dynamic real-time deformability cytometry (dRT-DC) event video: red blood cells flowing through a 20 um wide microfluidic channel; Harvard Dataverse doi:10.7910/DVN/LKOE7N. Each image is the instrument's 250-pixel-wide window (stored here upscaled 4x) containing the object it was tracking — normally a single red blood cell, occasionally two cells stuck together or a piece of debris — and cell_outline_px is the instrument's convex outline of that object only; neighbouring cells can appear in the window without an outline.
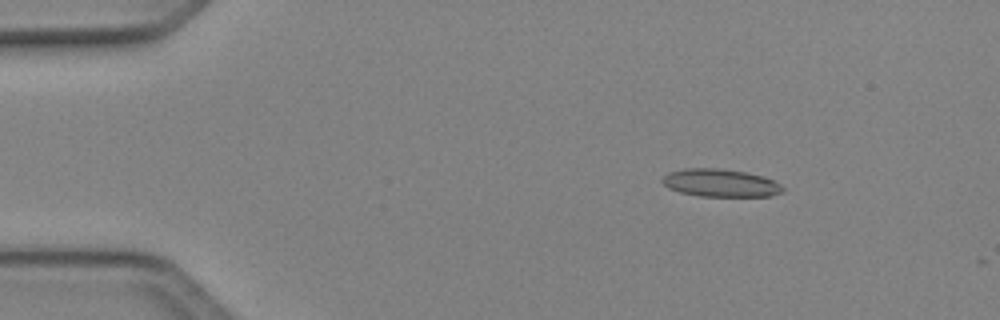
{"species": "Egyptian fruit bat (a non-hibernating species)", "species_latin": "Rousettus aegyptiacus", "temperature_condition": "cold", "stored_images_in_passage": 7, "camera_frame_rate_fps": 3000, "um_per_image_px": 0.085, "animal": {"sex": "female"}, "frame": {"image": 1, "passage_image": 1, "time_ms": 0.0, "image_size_px": [1000, 320], "cell_outline_px": [[784, 192], [772, 196], [700, 196], [680, 192], [668, 188], [660, 180], [668, 172], [684, 168], [720, 168], [744, 172], [764, 176], [780, 184], [784, 188]], "centroid_in_image_um": [61.24, 15.55], "position_along_channel_um": 23.8, "area_um2": 19.59}}